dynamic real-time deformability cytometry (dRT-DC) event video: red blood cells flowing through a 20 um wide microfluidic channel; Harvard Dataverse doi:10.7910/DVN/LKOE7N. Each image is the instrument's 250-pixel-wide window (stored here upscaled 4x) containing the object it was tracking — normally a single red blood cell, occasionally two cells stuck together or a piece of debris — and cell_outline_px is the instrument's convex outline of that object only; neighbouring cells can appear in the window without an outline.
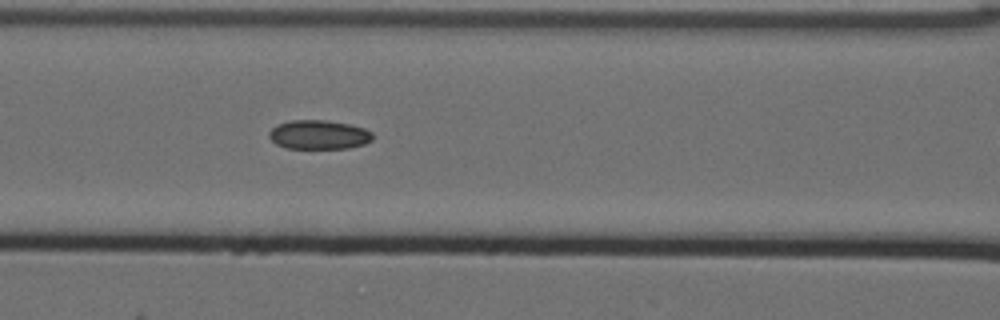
{"species": "Egyptian fruit bat (a non-hibernating species)", "species_latin": "Rousettus aegyptiacus", "temperature_condition": "cold", "stored_images_in_passage": 8, "segment_of_instrument_passage": [1, 2], "camera_frame_rate_fps": 3000, "um_per_image_px": 0.085, "animal": {"sex": "female"}, "frame": {"image": 1, "passage_image": 7, "time_ms": 2.0, "image_size_px": [1000, 320], "cell_outline_px": [[372, 140], [364, 144], [348, 148], [284, 148], [276, 144], [268, 136], [268, 132], [276, 124], [292, 120], [324, 120], [352, 124], [364, 128], [372, 132]], "centroid_in_image_um": [27.08, 11.44], "position_along_channel_um": 139.5, "area_um2": 17.69}}